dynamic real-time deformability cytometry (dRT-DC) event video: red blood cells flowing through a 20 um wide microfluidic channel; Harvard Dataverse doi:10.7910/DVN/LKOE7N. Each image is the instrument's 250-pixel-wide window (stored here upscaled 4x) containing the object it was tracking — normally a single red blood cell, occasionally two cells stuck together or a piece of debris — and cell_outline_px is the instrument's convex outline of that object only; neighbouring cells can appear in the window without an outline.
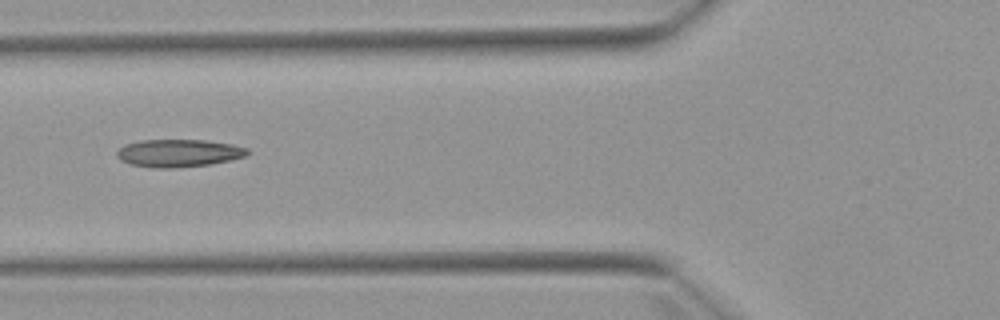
{"species": "Egyptian fruit bat (a non-hibernating species)", "species_latin": "Rousettus aegyptiacus", "temperature_condition": "warm", "stored_images_in_passage": 7, "camera_frame_rate_fps": 3000, "um_per_image_px": 0.085, "animal": {"sex": "female"}, "frame": {"image": 1, "passage_image": 5, "time_ms": 4.667, "image_size_px": [1000, 320], "cell_outline_px": [[248, 152], [244, 156], [228, 160], [208, 164], [172, 168], [156, 168], [132, 164], [120, 160], [116, 156], [116, 152], [124, 144], [140, 140], [204, 140], [232, 144], [248, 148]], "centroid_in_image_um": [15.14, 13.0], "position_along_channel_um": 110.7, "area_um2": 20.81}}
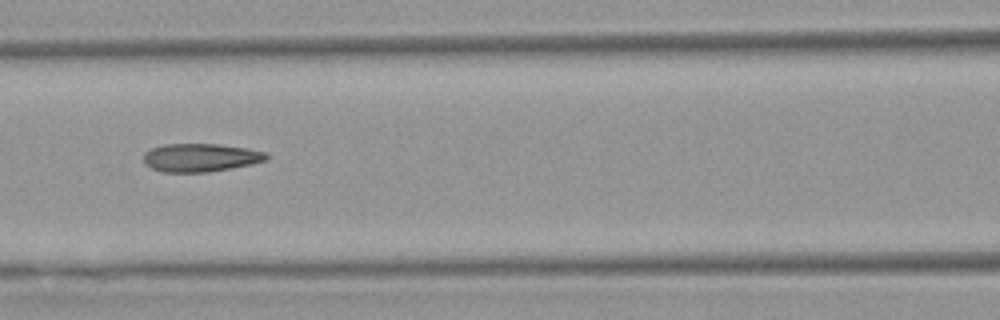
{"frame": {"image": 2, "passage_image": 6, "time_ms": 5.667, "image_size_px": [1000, 320], "cell_outline_px": [[268, 160], [252, 164], [232, 168], [208, 172], [164, 172], [152, 168], [144, 164], [144, 152], [152, 148], [164, 144], [220, 144], [248, 148], [268, 152]], "centroid_in_image_um": [17.08, 13.39], "position_along_channel_um": 149.5, "area_um2": 20.4}}
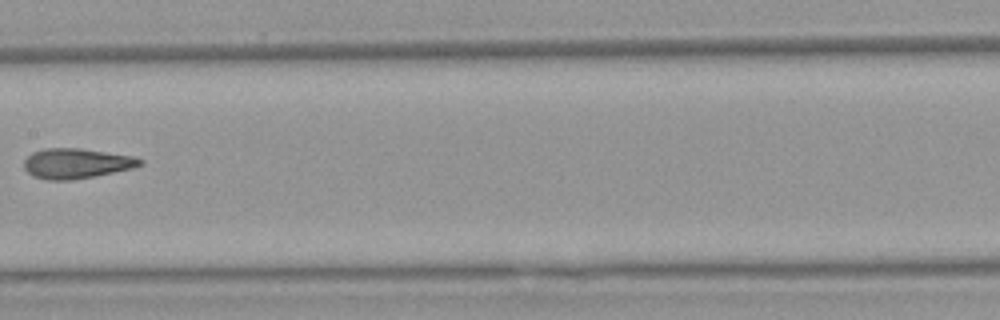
{"frame": {"image": 3, "passage_image": 7, "time_ms": 7.0, "image_size_px": [1000, 320], "cell_outline_px": [[144, 160], [140, 164], [132, 168], [72, 180], [48, 180], [32, 176], [24, 168], [24, 160], [32, 152], [44, 148], [80, 148], [132, 156]], "centroid_in_image_um": [6.43, 13.88], "position_along_channel_um": 201.0, "area_um2": 20.11}}